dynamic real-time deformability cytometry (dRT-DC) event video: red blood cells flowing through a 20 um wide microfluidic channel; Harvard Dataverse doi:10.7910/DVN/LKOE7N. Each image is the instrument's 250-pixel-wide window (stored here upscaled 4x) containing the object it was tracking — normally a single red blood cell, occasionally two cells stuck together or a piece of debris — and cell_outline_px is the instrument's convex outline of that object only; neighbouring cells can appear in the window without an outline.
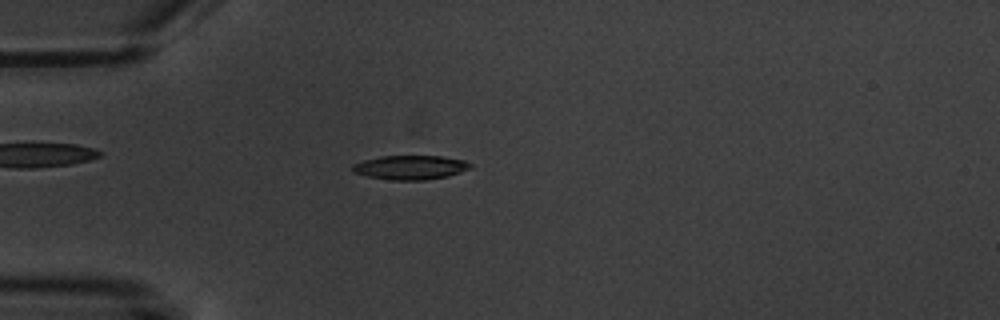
{"species": "common noctule bat (a hibernating species)", "species_latin": "Nyctalus noctula", "temperature_condition": "warm", "stored_images_in_passage": 4, "camera_frame_rate_fps": 3000, "um_per_image_px": 0.085, "animal": {"sex": "male", "body_mass_g": 20.1, "forearm_length_mm": 53.5}, "frame": {"image": 1, "passage_image": 4, "time_ms": 3.333, "image_size_px": [1000, 320], "cell_outline_px": [[472, 168], [448, 176], [424, 180], [392, 180], [368, 176], [352, 172], [352, 164], [364, 160], [380, 156], [440, 156], [464, 160], [472, 164]], "centroid_in_image_um": [34.88, 14.23], "position_along_channel_um": 50.1, "area_um2": 16.59}}